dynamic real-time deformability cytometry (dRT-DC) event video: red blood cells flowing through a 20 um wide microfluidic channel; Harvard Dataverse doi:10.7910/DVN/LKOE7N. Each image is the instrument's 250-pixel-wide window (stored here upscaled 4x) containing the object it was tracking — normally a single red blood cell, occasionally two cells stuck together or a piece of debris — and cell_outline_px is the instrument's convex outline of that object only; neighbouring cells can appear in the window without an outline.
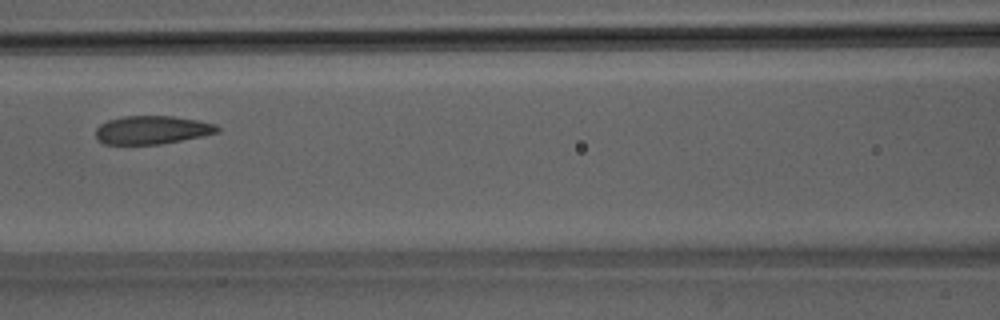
{"species": "Egyptian fruit bat (a non-hibernating species)", "species_latin": "Rousettus aegyptiacus", "temperature_condition": "room temperature", "stored_images_in_passage": 4, "camera_frame_rate_fps": 3000, "um_per_image_px": 0.085, "animal": {"sex": "male"}, "frame": {"image": 1, "passage_image": 3, "time_ms": 0.667, "image_size_px": [1000, 320], "cell_outline_px": [[220, 132], [204, 136], [160, 144], [104, 144], [96, 140], [96, 128], [100, 124], [108, 120], [124, 116], [172, 116], [196, 120], [216, 124], [220, 128]], "centroid_in_image_um": [12.93, 11.05], "position_along_channel_um": 153.7, "area_um2": 20.17}}